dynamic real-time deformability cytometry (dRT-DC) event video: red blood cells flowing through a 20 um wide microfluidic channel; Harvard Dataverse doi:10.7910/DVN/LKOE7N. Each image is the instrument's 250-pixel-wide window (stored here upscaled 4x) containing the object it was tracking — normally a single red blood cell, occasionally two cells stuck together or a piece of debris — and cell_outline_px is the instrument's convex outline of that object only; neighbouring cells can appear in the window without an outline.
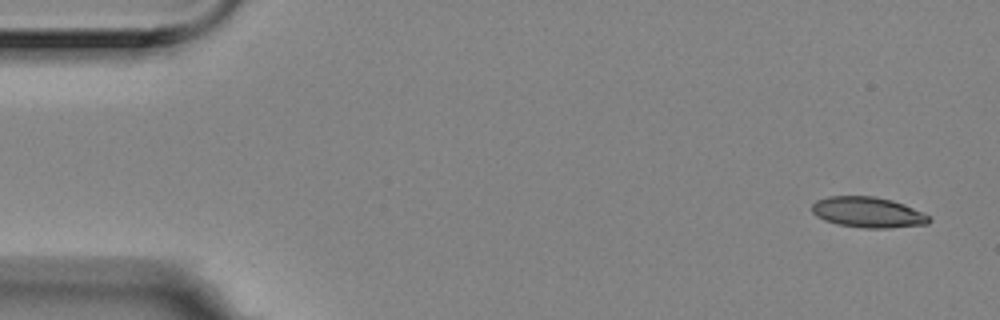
{"species": "Egyptian fruit bat (a non-hibernating species)", "species_latin": "Rousettus aegyptiacus", "temperature_condition": "room temperature", "stored_images_in_passage": 6, "segment_of_instrument_passage": [1, 2], "camera_frame_rate_fps": 3000, "um_per_image_px": 0.085, "animal": {"sex": "female"}, "frame": {"image": 1, "passage_image": 1, "time_ms": 0.0, "image_size_px": [1000, 320], "cell_outline_px": [[932, 220], [928, 224], [888, 228], [864, 228], [836, 224], [824, 220], [816, 216], [812, 212], [812, 204], [816, 200], [828, 196], [876, 196], [892, 200], [904, 204], [924, 212], [932, 216]], "centroid_in_image_um": [73.8, 18.04], "position_along_channel_um": 11.2, "area_um2": 21.21}}